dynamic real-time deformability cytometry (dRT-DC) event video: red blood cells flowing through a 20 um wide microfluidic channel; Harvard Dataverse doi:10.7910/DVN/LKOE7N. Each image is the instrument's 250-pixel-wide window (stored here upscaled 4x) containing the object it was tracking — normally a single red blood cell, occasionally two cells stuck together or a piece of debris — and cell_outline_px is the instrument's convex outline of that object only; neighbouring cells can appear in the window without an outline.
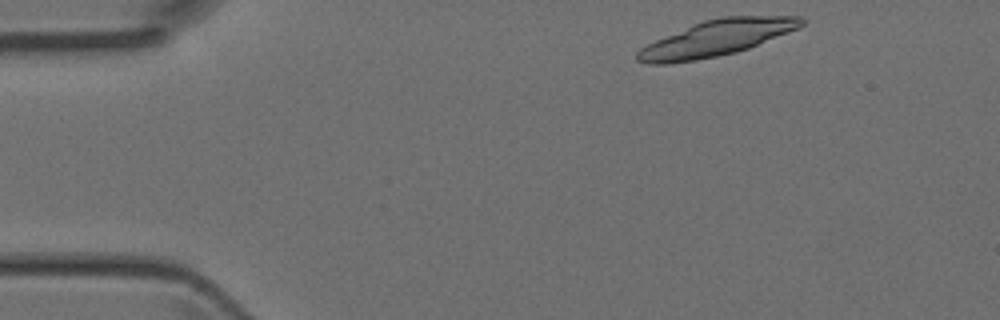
{"species": "Egyptian fruit bat (a non-hibernating species)", "species_latin": "Rousettus aegyptiacus", "temperature_condition": "room temperature", "stored_images_in_passage": 3, "camera_frame_rate_fps": 3000, "um_per_image_px": 0.085, "animal": {"sex": "female"}, "frame": {"image": 1, "passage_image": 1, "time_ms": 0.0, "image_size_px": [1000, 320], "cell_outline_px": [[804, 24], [800, 28], [748, 48], [736, 52], [696, 60], [668, 64], [648, 64], [636, 60], [636, 52], [640, 48], [656, 40], [692, 24], [704, 20], [724, 16], [800, 16], [804, 20]], "centroid_in_image_um": [60.9, 3.24], "position_along_channel_um": 24.1, "area_um2": 34.04}}